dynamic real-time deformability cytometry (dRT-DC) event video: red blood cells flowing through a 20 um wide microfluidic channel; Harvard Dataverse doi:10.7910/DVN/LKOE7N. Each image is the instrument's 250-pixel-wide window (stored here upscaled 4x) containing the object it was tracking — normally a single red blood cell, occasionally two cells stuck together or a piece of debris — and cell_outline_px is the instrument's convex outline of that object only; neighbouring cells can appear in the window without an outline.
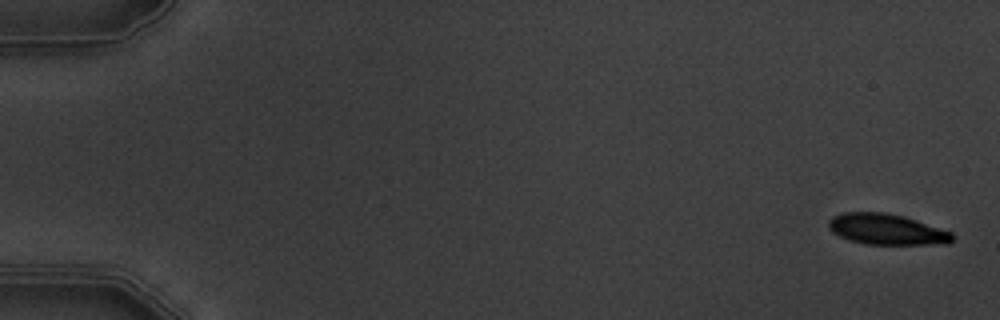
{"species": "common noctule bat (a hibernating species)", "species_latin": "Nyctalus noctula", "temperature_condition": "warm", "stored_images_in_passage": 7, "camera_frame_rate_fps": 3000, "um_per_image_px": 0.085, "animal": {"sex": "male", "body_mass_g": 19.5, "forearm_length_mm": 54.6}, "frame": {"image": 1, "passage_image": 1, "time_ms": 0.0, "image_size_px": [1000, 320], "cell_outline_px": [[956, 236], [948, 244], [864, 244], [848, 240], [832, 232], [828, 228], [828, 220], [832, 216], [844, 212], [884, 212], [904, 216], [952, 232]], "centroid_in_image_um": [75.35, 19.49], "position_along_channel_um": 9.6, "area_um2": 22.37}}
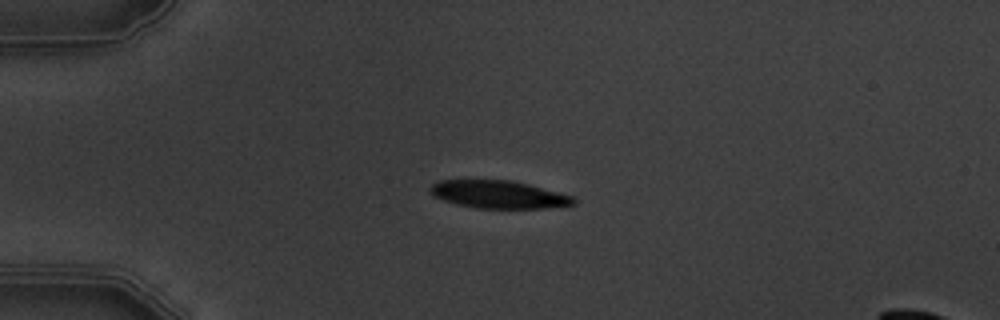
{"frame": {"image": 2, "passage_image": 5, "time_ms": 4.333, "image_size_px": [1000, 320], "cell_outline_px": [[576, 204], [544, 208], [476, 208], [456, 204], [432, 196], [428, 188], [432, 184], [440, 180], [512, 180], [528, 184], [572, 196], [576, 200]], "centroid_in_image_um": [42.34, 16.53], "position_along_channel_um": 42.7, "area_um2": 23.12}}